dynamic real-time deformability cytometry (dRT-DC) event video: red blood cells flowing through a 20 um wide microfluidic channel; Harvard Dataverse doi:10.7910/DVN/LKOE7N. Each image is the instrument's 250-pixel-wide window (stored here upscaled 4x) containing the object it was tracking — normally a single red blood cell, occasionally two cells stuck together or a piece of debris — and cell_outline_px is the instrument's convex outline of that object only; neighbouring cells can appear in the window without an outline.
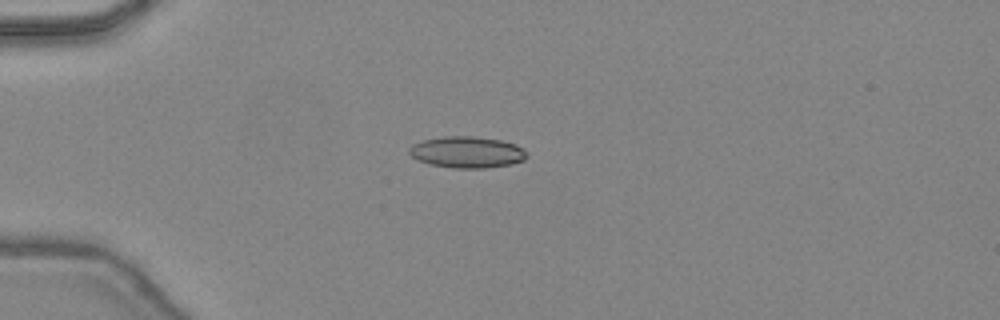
{"species": "common noctule bat (a hibernating species)", "species_latin": "Nyctalus noctula", "temperature_condition": "warm", "stored_images_in_passage": 47, "camera_frame_rate_fps": 3000, "um_per_image_px": 0.085, "animal": {"sex": "female", "body_mass_g": 24.6, "forearm_length_mm": 56.2}, "frame": {"image": 1, "passage_image": 14, "time_ms": 4.333, "image_size_px": [1000, 320], "cell_outline_px": [[528, 156], [524, 160], [512, 164], [484, 168], [452, 168], [428, 164], [412, 156], [408, 152], [408, 148], [412, 144], [424, 140], [444, 136], [472, 136], [500, 140], [516, 144], [524, 148], [528, 152]], "centroid_in_image_um": [39.72, 12.93], "position_along_channel_um": 45.3, "area_um2": 21.68}}
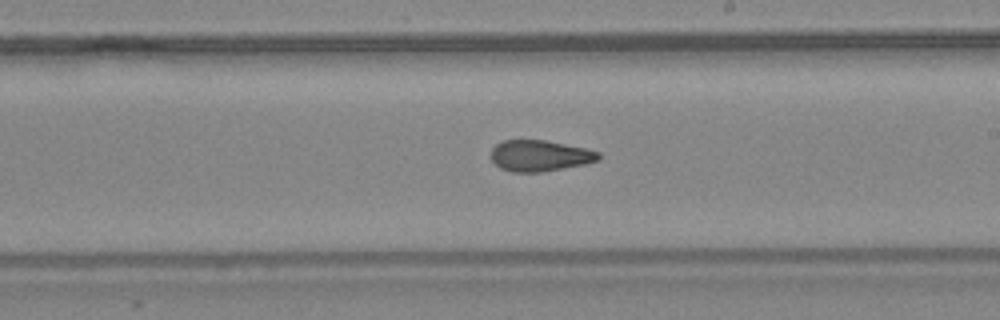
{"frame": {"image": 2, "passage_image": 29, "time_ms": 9.333, "image_size_px": [1000, 320], "cell_outline_px": [[600, 160], [584, 164], [540, 172], [512, 172], [500, 168], [492, 160], [492, 148], [496, 144], [504, 140], [544, 140], [584, 148], [600, 152]], "centroid_in_image_um": [45.88, 13.24], "position_along_channel_um": 243.1, "area_um2": 19.31}}
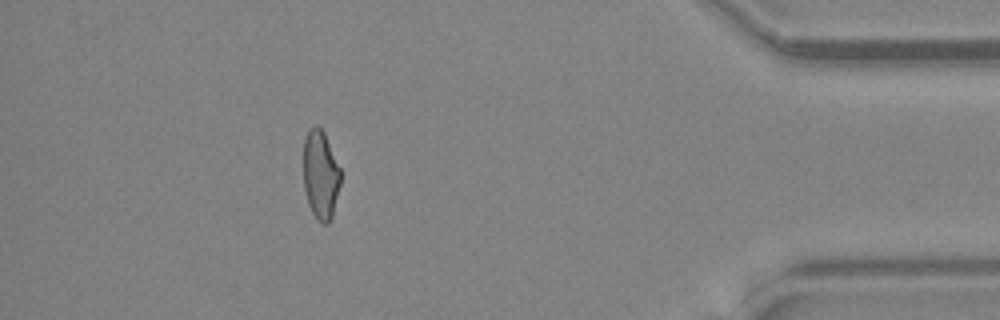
{"frame": {"image": 3, "passage_image": 43, "time_ms": 14.0, "image_size_px": [1000, 320], "cell_outline_px": [[340, 184], [332, 216], [328, 224], [324, 224], [316, 220], [308, 204], [304, 188], [304, 140], [308, 128], [316, 124], [324, 132], [340, 168]], "centroid_in_image_um": [27.24, 14.85], "position_along_channel_um": 408.0, "area_um2": 19.25}, "authors_computed_cell_mechanics": {"area_um2": 20.2878, "velocity_mm_per_s": 4.517, "shape_relaxation_time_tau1_ms": null, "shape_relaxation_time_tau2_ms": 2.7291, "deformation_change_tau1": null, "deformation_change_tau2": 0.0849}}